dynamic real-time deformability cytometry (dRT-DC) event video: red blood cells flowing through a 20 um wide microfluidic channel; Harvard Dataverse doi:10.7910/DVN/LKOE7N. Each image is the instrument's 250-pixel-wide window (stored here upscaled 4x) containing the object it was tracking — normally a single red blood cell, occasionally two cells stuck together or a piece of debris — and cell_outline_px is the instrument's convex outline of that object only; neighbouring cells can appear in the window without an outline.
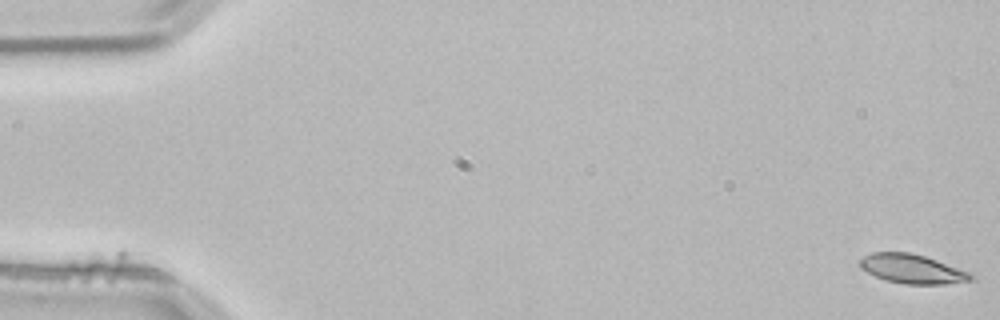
{"species": "common noctule bat (a hibernating species)", "species_latin": "Nyctalus noctula", "temperature_condition": "room temperature", "stored_images_in_passage": 40, "camera_frame_rate_fps": 3000, "um_per_image_px": 0.085, "animal": {"sex": "male", "body_mass_g": 21.5, "forearm_length_mm": 52.0}, "frame": {"image": 1, "passage_image": 1, "time_ms": 0.0, "image_size_px": [1000, 320], "cell_outline_px": [[972, 280], [944, 284], [904, 284], [884, 280], [860, 268], [860, 260], [864, 256], [872, 252], [912, 252], [972, 272]], "centroid_in_image_um": [77.53, 22.85], "position_along_channel_um": 7.5, "area_um2": 18.84}}
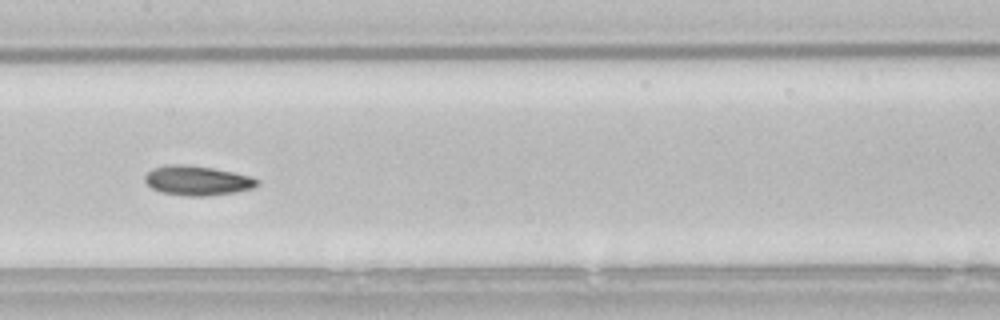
{"frame": {"image": 2, "passage_image": 27, "time_ms": 8.667, "image_size_px": [1000, 320], "cell_outline_px": [[260, 184], [252, 188], [232, 192], [204, 196], [188, 196], [160, 192], [152, 188], [144, 180], [144, 176], [148, 172], [156, 168], [172, 164], [212, 168], [252, 176], [260, 180]], "centroid_in_image_um": [16.79, 15.36], "position_along_channel_um": 190.6, "area_um2": 18.96}}
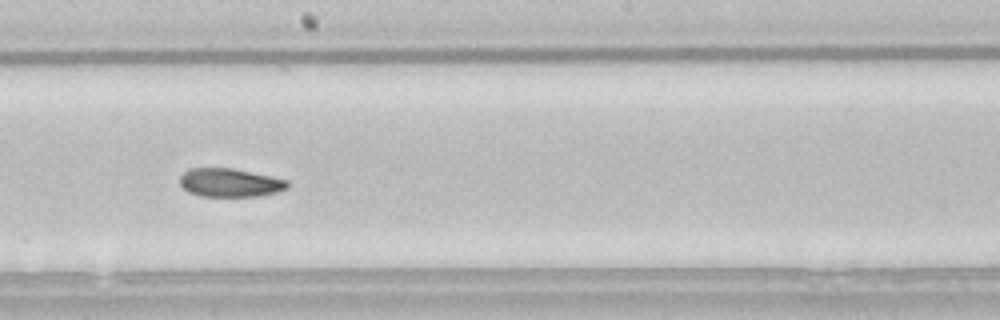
{"frame": {"image": 3, "passage_image": 30, "time_ms": 9.667, "image_size_px": [1000, 320], "cell_outline_px": [[288, 188], [276, 192], [260, 196], [200, 196], [188, 192], [180, 184], [180, 176], [188, 168], [232, 168], [272, 176], [288, 180]], "centroid_in_image_um": [19.54, 15.52], "position_along_channel_um": 228.7, "area_um2": 17.92}}